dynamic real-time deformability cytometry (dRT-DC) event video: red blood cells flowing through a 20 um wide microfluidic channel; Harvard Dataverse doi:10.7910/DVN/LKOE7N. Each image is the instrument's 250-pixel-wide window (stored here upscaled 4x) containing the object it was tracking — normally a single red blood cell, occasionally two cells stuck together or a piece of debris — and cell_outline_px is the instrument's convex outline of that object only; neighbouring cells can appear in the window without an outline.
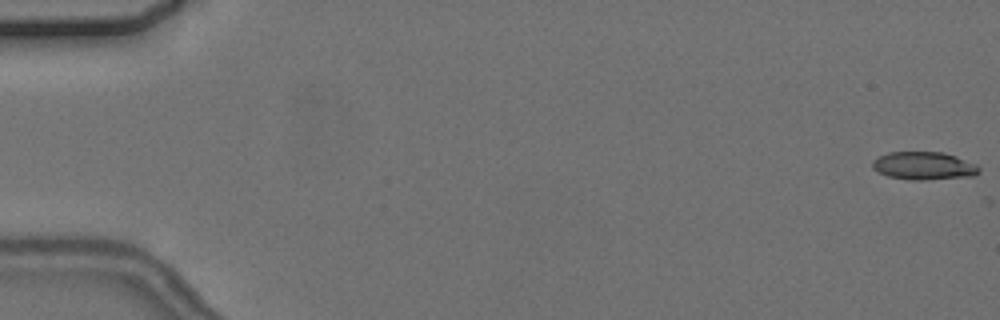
{"species": "common noctule bat (a hibernating species)", "species_latin": "Nyctalus noctula", "temperature_condition": "cold", "stored_images_in_passage": 2, "camera_frame_rate_fps": 3000, "um_per_image_px": 0.085, "animal": {"sex": "female", "body_mass_g": 24.6, "forearm_length_mm": 56.2}, "frame": {"image": 1, "passage_image": 1, "time_ms": 0.0, "image_size_px": [1000, 320], "cell_outline_px": [[980, 172], [976, 176], [924, 180], [912, 180], [888, 176], [872, 168], [872, 160], [888, 152], [944, 152], [956, 156], [976, 164], [980, 168]], "centroid_in_image_um": [78.56, 14.09], "position_along_channel_um": 6.4, "area_um2": 17.46}}